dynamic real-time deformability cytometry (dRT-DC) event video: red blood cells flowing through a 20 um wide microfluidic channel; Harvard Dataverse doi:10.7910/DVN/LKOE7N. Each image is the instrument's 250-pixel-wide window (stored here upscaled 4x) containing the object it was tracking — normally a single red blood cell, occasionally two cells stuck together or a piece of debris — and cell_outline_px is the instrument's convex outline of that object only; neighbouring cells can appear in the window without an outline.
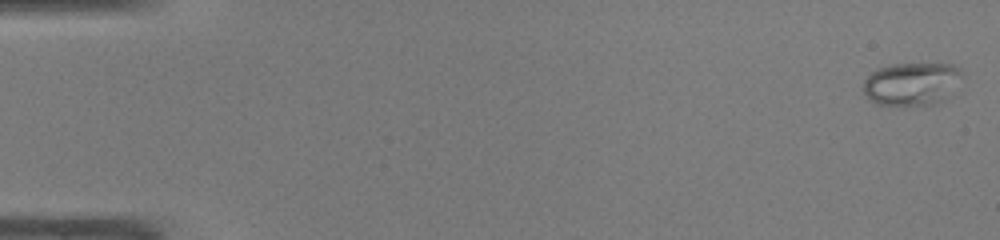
{"species": "common noctule bat (a hibernating species)", "species_latin": "Nyctalus noctula", "temperature_condition": "warm", "stored_images_in_passage": 48, "camera_frame_rate_fps": 3000, "um_per_image_px": 0.085, "animal": {"sex": "male", "body_mass_g": 19.0, "forearm_length_mm": 50.8}, "frame": {"image": 1, "passage_image": 1, "time_ms": 0.0, "image_size_px": [1000, 240], "cell_outline_px": [[964, 76], [948, 96], [944, 100], [932, 104], [904, 108], [876, 104], [864, 92], [864, 80], [876, 68], [892, 64], [952, 64], [960, 68]], "centroid_in_image_um": [77.51, 7.15], "position_along_channel_um": 7.5, "area_um2": 25.32}}
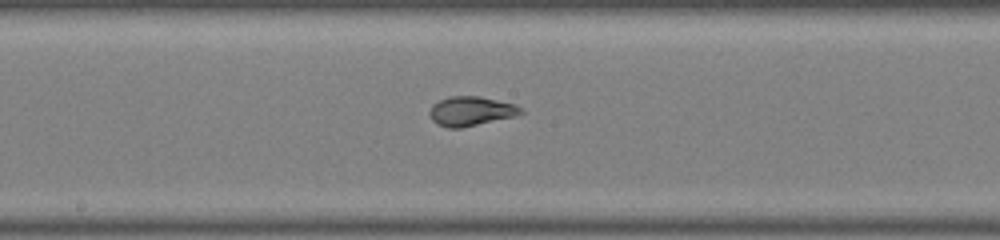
{"frame": {"image": 2, "passage_image": 26, "time_ms": 8.333, "image_size_px": [1000, 240], "cell_outline_px": [[524, 112], [516, 116], [460, 128], [448, 128], [436, 124], [432, 120], [428, 112], [432, 104], [448, 96], [480, 96], [516, 104], [524, 108]], "centroid_in_image_um": [40.04, 9.44], "position_along_channel_um": 208.2, "area_um2": 15.84}}
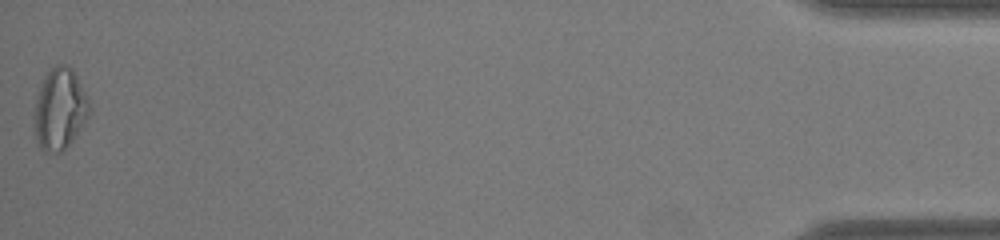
{"frame": {"image": 3, "passage_image": 48, "time_ms": 15.667, "image_size_px": [1000, 240], "cell_outline_px": [[92, 108], [88, 116], [72, 140], [60, 152], [44, 152], [40, 148], [36, 136], [32, 116], [40, 84], [44, 76], [56, 64], [64, 64], [72, 68]], "centroid_in_image_um": [5.05, 9.26], "position_along_channel_um": 430.2, "area_um2": 25.95}}